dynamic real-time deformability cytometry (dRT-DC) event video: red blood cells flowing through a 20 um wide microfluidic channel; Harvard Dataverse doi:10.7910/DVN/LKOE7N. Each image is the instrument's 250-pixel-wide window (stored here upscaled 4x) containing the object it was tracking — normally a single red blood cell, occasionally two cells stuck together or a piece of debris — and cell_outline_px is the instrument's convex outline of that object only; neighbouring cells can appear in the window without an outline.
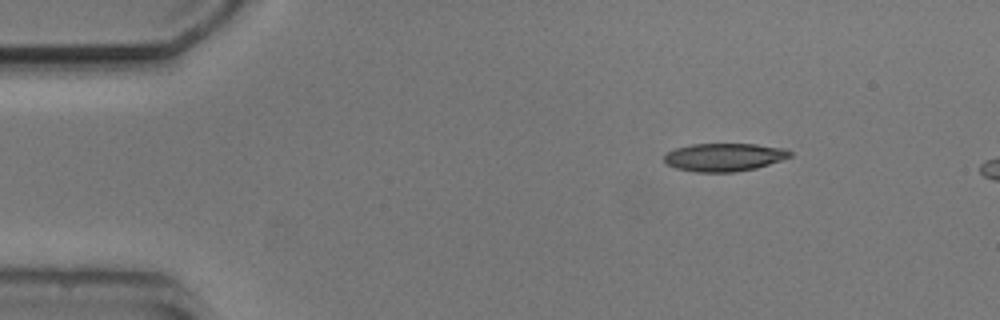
{"species": "common noctule bat (a hibernating species)", "species_latin": "Nyctalus noctula", "temperature_condition": "cold", "stored_images_in_passage": 3, "camera_frame_rate_fps": 3000, "um_per_image_px": 0.085, "animal": {"sex": "male", "body_mass_g": 20.5, "forearm_length_mm": 52.5}, "frame": {"image": 1, "passage_image": 1, "time_ms": 0.0, "image_size_px": [1000, 320], "cell_outline_px": [[792, 156], [756, 168], [736, 172], [696, 172], [676, 168], [664, 164], [664, 156], [668, 152], [676, 148], [692, 144], [756, 144], [788, 148], [792, 152]], "centroid_in_image_um": [61.56, 13.36], "position_along_channel_um": 23.4, "area_um2": 20.69}}